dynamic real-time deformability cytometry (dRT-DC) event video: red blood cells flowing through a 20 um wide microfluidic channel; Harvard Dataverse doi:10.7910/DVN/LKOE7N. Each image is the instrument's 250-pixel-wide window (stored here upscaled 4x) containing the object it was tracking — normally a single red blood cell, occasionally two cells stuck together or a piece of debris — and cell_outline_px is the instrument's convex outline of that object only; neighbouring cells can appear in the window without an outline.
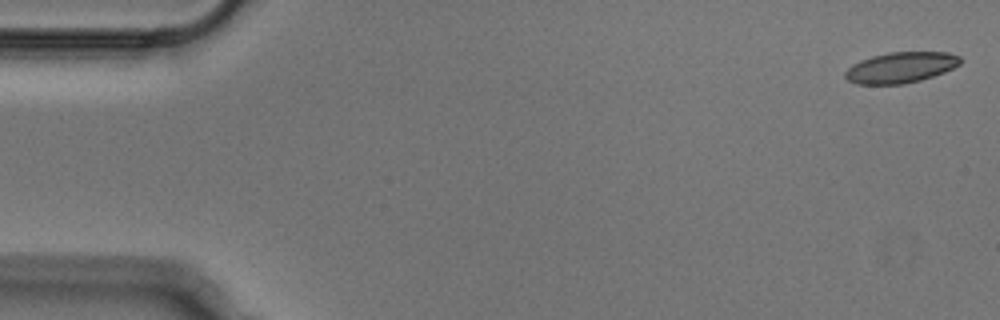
{"species": "Egyptian fruit bat (a non-hibernating species)", "species_latin": "Rousettus aegyptiacus", "temperature_condition": "cold", "stored_images_in_passage": 52, "camera_frame_rate_fps": 3000, "um_per_image_px": 0.085, "animal": {"sex": "male"}, "frame": {"image": 1, "passage_image": 1, "time_ms": 0.0, "image_size_px": [1000, 320], "cell_outline_px": [[960, 64], [944, 72], [920, 80], [904, 84], [856, 84], [848, 80], [844, 76], [844, 72], [852, 64], [860, 60], [872, 56], [888, 52], [948, 52], [960, 56]], "centroid_in_image_um": [76.53, 5.73], "position_along_channel_um": 8.5, "area_um2": 20.63}}
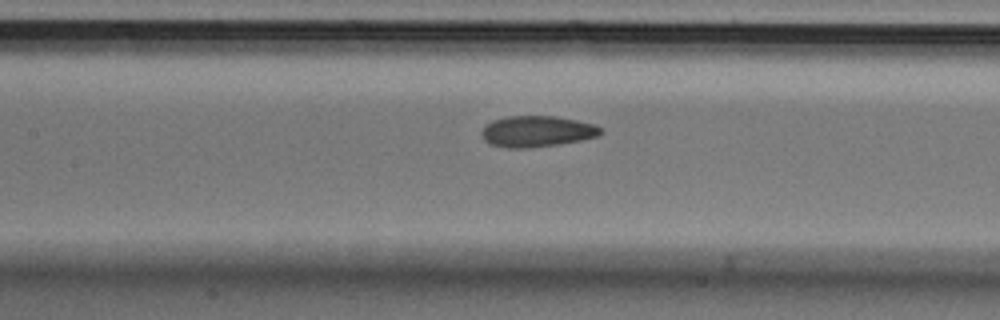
{"frame": {"image": 2, "passage_image": 23, "time_ms": 7.333, "image_size_px": [1000, 320], "cell_outline_px": [[604, 132], [600, 136], [560, 144], [528, 148], [508, 148], [488, 144], [484, 140], [484, 128], [492, 120], [508, 116], [556, 116], [596, 124], [604, 128]], "centroid_in_image_um": [45.72, 11.17], "position_along_channel_um": 161.7, "area_um2": 21.68}}
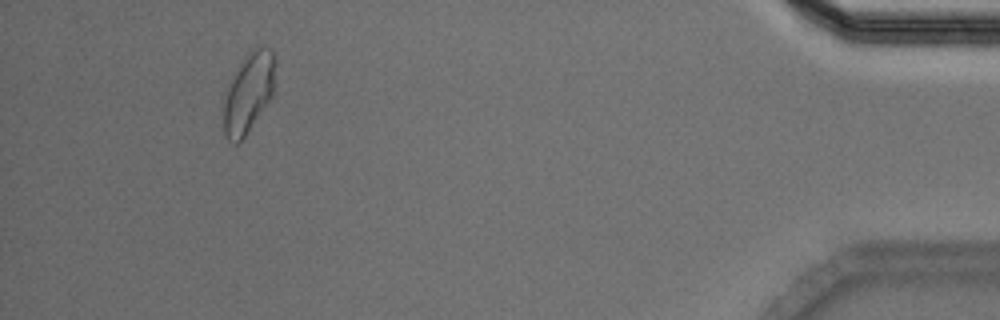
{"frame": {"image": 3, "passage_image": 48, "time_ms": 15.667, "image_size_px": [1000, 320], "cell_outline_px": [[276, 60], [272, 96], [244, 136], [236, 144], [232, 144], [228, 140], [224, 132], [224, 100], [232, 72], [256, 48], [268, 48], [272, 52]], "centroid_in_image_um": [21.11, 7.9], "position_along_channel_um": 414.1, "area_um2": 23.41}}